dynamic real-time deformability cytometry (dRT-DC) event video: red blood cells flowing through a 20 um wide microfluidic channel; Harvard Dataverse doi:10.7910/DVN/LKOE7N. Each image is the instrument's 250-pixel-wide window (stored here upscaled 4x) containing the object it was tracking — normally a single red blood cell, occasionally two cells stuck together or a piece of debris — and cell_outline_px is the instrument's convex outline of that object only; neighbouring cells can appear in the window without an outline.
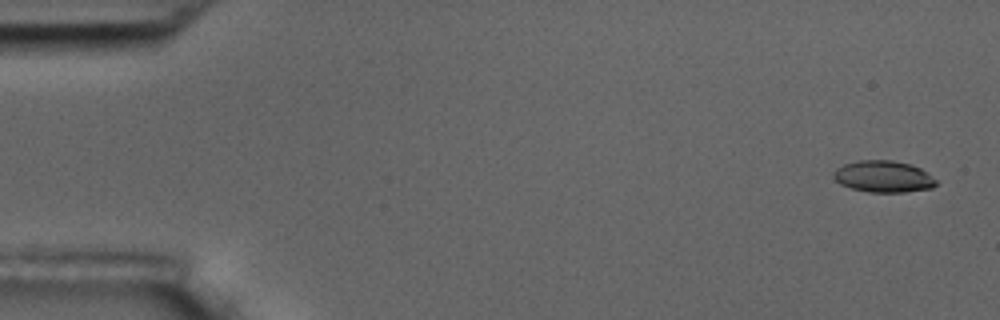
{"species": "common noctule bat (a hibernating species)", "species_latin": "Nyctalus noctula", "temperature_condition": "room temperature", "stored_images_in_passage": 10, "camera_frame_rate_fps": 3000, "um_per_image_px": 0.085, "animal": {"sex": "male", "body_mass_g": 17.5, "forearm_length_mm": 52.3}, "frame": {"image": 1, "passage_image": 1, "time_ms": 0.0, "image_size_px": [1000, 320], "cell_outline_px": [[936, 184], [932, 188], [904, 192], [868, 192], [852, 188], [840, 184], [832, 176], [832, 172], [836, 168], [844, 164], [860, 160], [892, 160], [908, 164], [920, 168], [936, 180]], "centroid_in_image_um": [75.05, 15.0], "position_along_channel_um": 9.9, "area_um2": 18.79}}
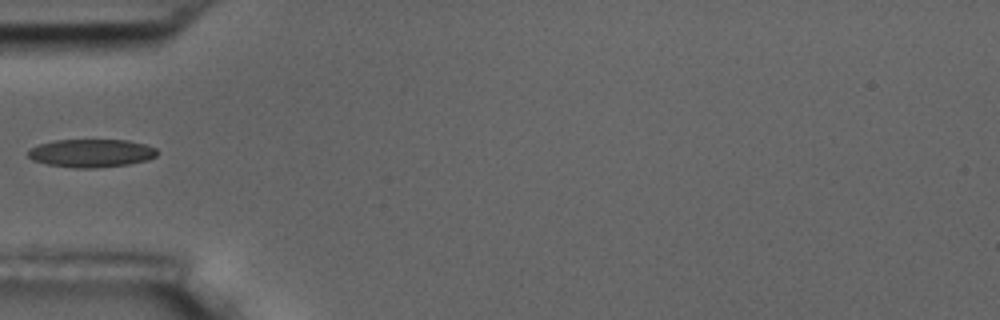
{"frame": {"image": 2, "passage_image": 6, "time_ms": 5.667, "image_size_px": [1000, 320], "cell_outline_px": [[156, 156], [148, 160], [128, 164], [96, 168], [72, 168], [48, 164], [32, 160], [28, 156], [28, 148], [40, 144], [56, 140], [128, 140], [144, 144], [156, 148]], "centroid_in_image_um": [7.74, 13.02], "position_along_channel_um": 77.3, "area_um2": 21.15}}
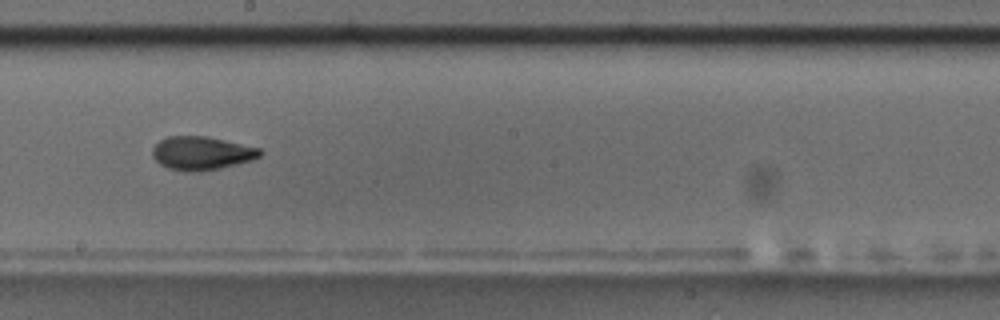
{"frame": {"image": 3, "passage_image": 10, "time_ms": 10.0, "image_size_px": [1000, 320], "cell_outline_px": [[264, 152], [260, 156], [252, 160], [220, 168], [200, 172], [184, 172], [168, 168], [160, 164], [152, 156], [152, 148], [160, 140], [168, 136], [204, 136], [224, 140], [260, 148]], "centroid_in_image_um": [17.12, 13.03], "position_along_channel_um": 231.1, "area_um2": 21.04}}